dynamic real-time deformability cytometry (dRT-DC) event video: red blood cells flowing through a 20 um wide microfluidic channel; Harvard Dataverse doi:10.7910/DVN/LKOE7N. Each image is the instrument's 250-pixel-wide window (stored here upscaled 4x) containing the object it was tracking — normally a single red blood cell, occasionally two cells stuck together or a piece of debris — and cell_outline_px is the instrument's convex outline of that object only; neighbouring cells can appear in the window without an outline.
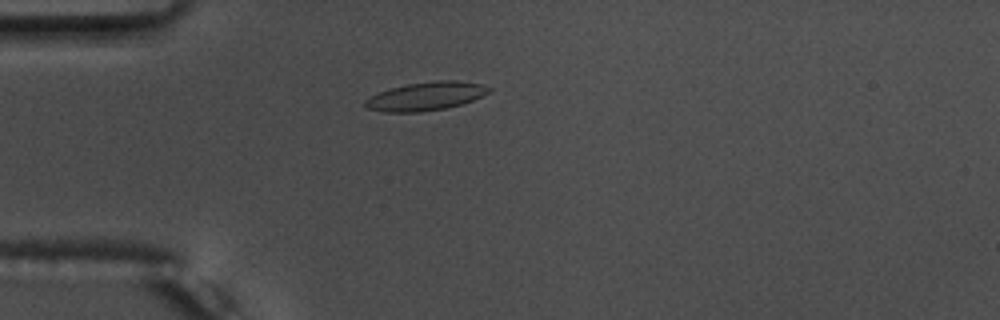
{"species": "common noctule bat (a hibernating species)", "species_latin": "Nyctalus noctula", "temperature_condition": "warm", "stored_images_in_passage": 44, "camera_frame_rate_fps": 3000, "um_per_image_px": 0.085, "animal": {"sex": "male", "body_mass_g": 17.5, "forearm_length_mm": 52.3}, "frame": {"image": 1, "passage_image": 4, "time_ms": 1.0, "image_size_px": [1000, 320], "cell_outline_px": [[492, 92], [472, 100], [460, 104], [444, 108], [420, 112], [384, 112], [368, 108], [364, 104], [364, 100], [368, 96], [392, 88], [408, 84], [436, 80], [456, 80], [480, 84], [492, 88]], "centroid_in_image_um": [36.2, 8.17], "position_along_channel_um": 48.8, "area_um2": 20.4}}
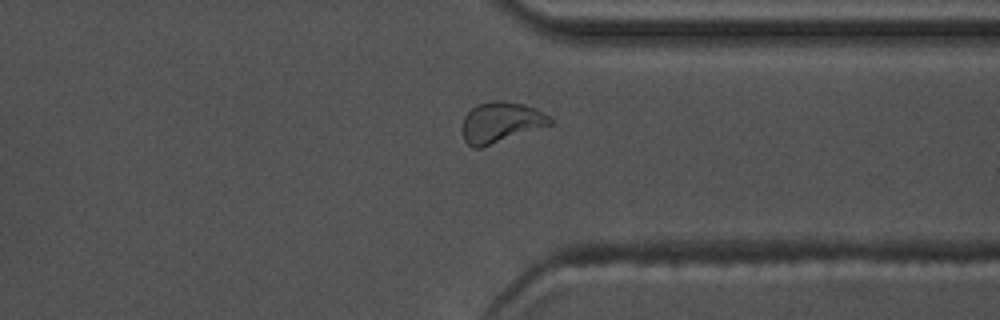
{"frame": {"image": 2, "passage_image": 31, "time_ms": 10.0, "image_size_px": [1000, 320], "cell_outline_px": [[552, 124], [480, 148], [472, 148], [464, 140], [464, 116], [476, 104], [492, 100], [504, 100], [524, 104], [536, 108], [548, 116], [552, 120]], "centroid_in_image_um": [42.57, 10.38], "position_along_channel_um": 368.8, "area_um2": 20.58}}
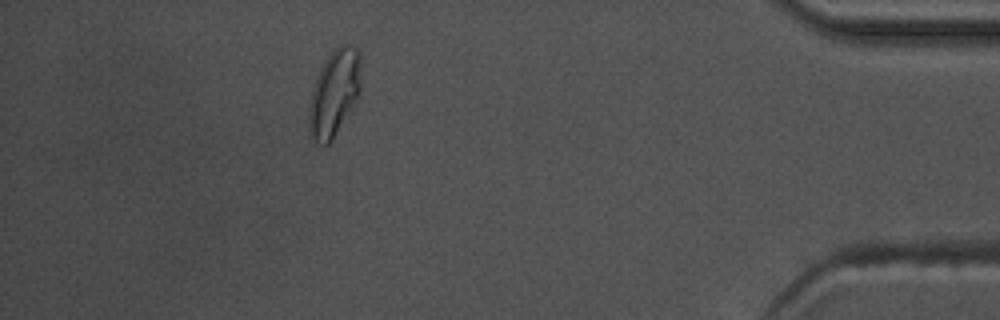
{"frame": {"image": 3, "passage_image": 38, "time_ms": 12.333, "image_size_px": [1000, 320], "cell_outline_px": [[360, 92], [332, 140], [328, 144], [316, 144], [312, 140], [308, 128], [308, 108], [312, 88], [316, 76], [324, 60], [340, 44], [348, 44], [356, 48], [360, 52]], "centroid_in_image_um": [28.38, 7.9], "position_along_channel_um": 406.8, "area_um2": 26.24}, "authors_computed_cell_mechanics": {"area_um2": 20.1433, "velocity_mm_per_s": 3.7234, "shape_relaxation_time_tau1_ms": null, "shape_relaxation_time_tau2_ms": 2.0006, "deformation_change_tau1": null, "deformation_change_tau2": 0.0793}}